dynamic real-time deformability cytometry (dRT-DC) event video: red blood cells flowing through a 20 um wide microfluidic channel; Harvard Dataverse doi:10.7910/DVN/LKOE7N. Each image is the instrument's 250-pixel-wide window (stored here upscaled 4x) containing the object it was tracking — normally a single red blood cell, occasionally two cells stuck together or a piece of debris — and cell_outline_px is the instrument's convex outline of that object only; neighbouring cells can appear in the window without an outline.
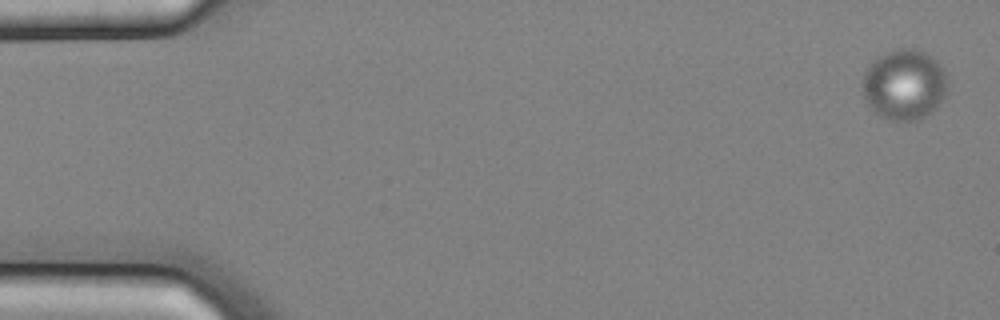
{"species": "common noctule bat (a hibernating species)", "species_latin": "Nyctalus noctula", "temperature_condition": "cold", "stored_images_in_passage": 4, "camera_frame_rate_fps": 3000, "um_per_image_px": 0.085, "animal": {"sex": "male", "body_mass_g": 20.4}, "frame": {"image": 1, "passage_image": 1, "time_ms": 0.0, "image_size_px": [1000, 320], "cell_outline_px": [[948, 76], [944, 96], [936, 108], [932, 112], [920, 120], [892, 120], [880, 116], [868, 108], [864, 100], [864, 72], [880, 56], [888, 52], [900, 48], [916, 48], [924, 52], [936, 60], [944, 68]], "centroid_in_image_um": [76.89, 7.21], "position_along_channel_um": 8.1, "area_um2": 34.91}}